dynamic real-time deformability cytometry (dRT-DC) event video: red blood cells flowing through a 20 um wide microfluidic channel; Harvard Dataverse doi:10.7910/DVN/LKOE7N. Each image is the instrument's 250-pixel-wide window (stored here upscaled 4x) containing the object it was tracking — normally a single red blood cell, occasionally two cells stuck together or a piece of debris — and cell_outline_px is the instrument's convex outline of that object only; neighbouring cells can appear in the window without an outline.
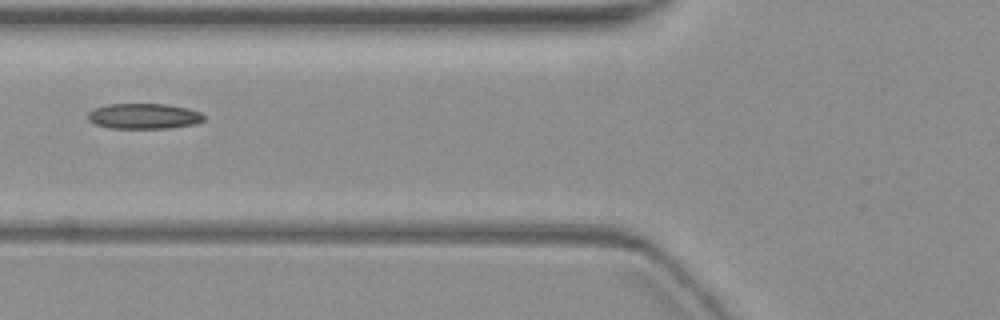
{"species": "common noctule bat (a hibernating species)", "species_latin": "Nyctalus noctula", "temperature_condition": "warm", "stored_images_in_passage": 8, "segment_of_instrument_passage": [2, 2], "camera_frame_rate_fps": 3000, "um_per_image_px": 0.085, "animal": {"sex": "female", "body_mass_g": 19.3, "forearm_length_mm": 54.1}, "frame": {"image": 1, "passage_image": 6, "time_ms": 7.333, "image_size_px": [1000, 320], "cell_outline_px": [[204, 120], [196, 124], [168, 128], [108, 128], [96, 124], [88, 120], [88, 112], [96, 108], [108, 104], [168, 104], [188, 108], [200, 112], [204, 116]], "centroid_in_image_um": [12.25, 9.87], "position_along_channel_um": 113.6, "area_um2": 17.22}}
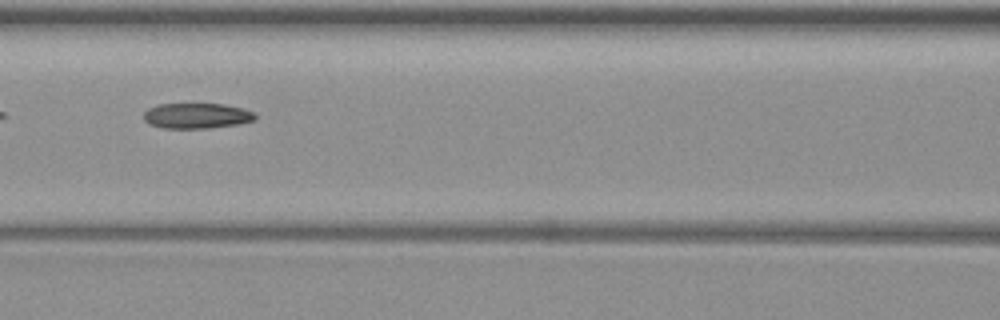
{"frame": {"image": 2, "passage_image": 7, "time_ms": 8.333, "image_size_px": [1000, 320], "cell_outline_px": [[256, 120], [240, 124], [208, 128], [160, 128], [148, 124], [144, 120], [144, 112], [148, 108], [156, 104], [224, 104], [244, 108], [252, 112], [256, 116]], "centroid_in_image_um": [16.71, 9.84], "position_along_channel_um": 149.9, "area_um2": 16.7}}
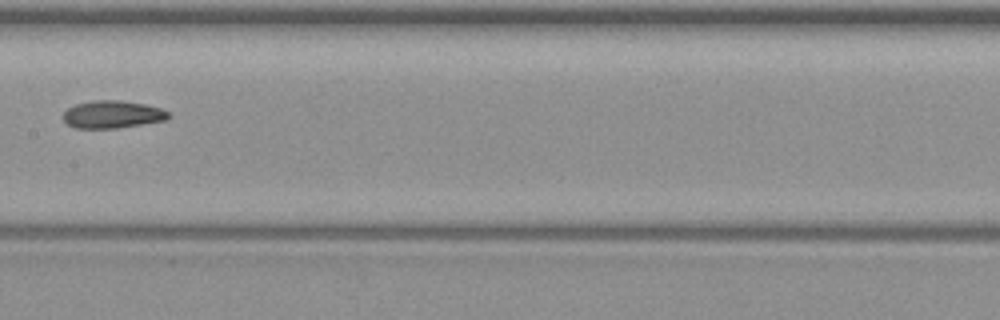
{"frame": {"image": 3, "passage_image": 8, "time_ms": 9.667, "image_size_px": [1000, 320], "cell_outline_px": [[172, 116], [168, 120], [116, 128], [76, 128], [68, 124], [64, 120], [64, 112], [68, 108], [76, 104], [92, 100], [116, 100], [144, 104], [160, 108], [168, 112]], "centroid_in_image_um": [9.58, 9.73], "position_along_channel_um": 197.8, "area_um2": 16.82}}